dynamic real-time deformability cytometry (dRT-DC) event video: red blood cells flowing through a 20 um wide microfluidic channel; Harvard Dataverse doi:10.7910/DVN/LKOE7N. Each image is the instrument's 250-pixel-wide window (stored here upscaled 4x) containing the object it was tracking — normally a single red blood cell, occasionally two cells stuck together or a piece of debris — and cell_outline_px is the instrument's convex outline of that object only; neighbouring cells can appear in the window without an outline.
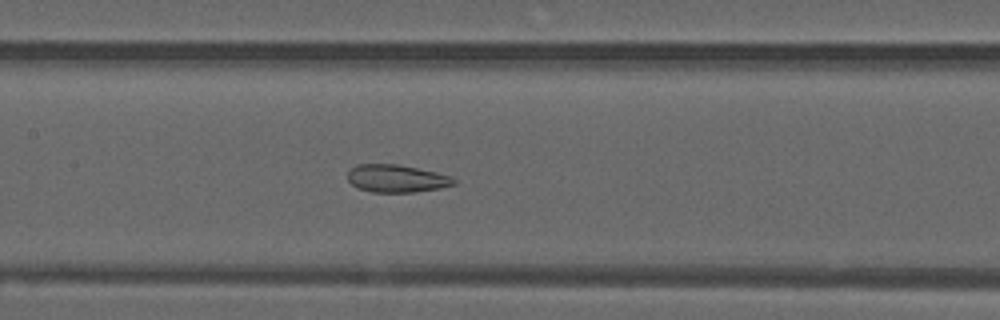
{"species": "common noctule bat (a hibernating species)", "species_latin": "Nyctalus noctula", "temperature_condition": "warm", "stored_images_in_passage": 44, "camera_frame_rate_fps": 3000, "um_per_image_px": 0.085, "animal": {"sex": "male", "forearm_length_mm": 52.5}, "frame": {"image": 1, "passage_image": 17, "time_ms": 5.333, "image_size_px": [1000, 320], "cell_outline_px": [[456, 184], [440, 188], [412, 192], [372, 192], [356, 188], [348, 180], [348, 172], [356, 164], [400, 164], [436, 172], [448, 176], [456, 180]], "centroid_in_image_um": [33.68, 15.17], "position_along_channel_um": 173.7, "area_um2": 17.11}}
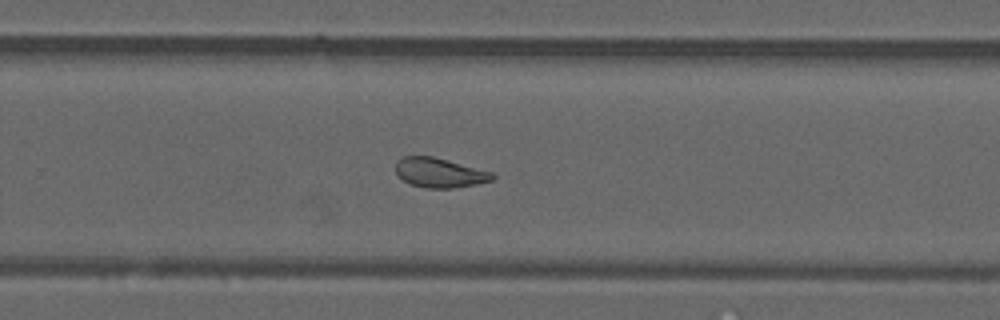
{"frame": {"image": 2, "passage_image": 26, "time_ms": 8.333, "image_size_px": [1000, 320], "cell_outline_px": [[496, 176], [492, 180], [476, 184], [456, 188], [424, 188], [408, 184], [396, 172], [396, 160], [404, 156], [432, 156], [492, 172]], "centroid_in_image_um": [37.35, 14.69], "position_along_channel_um": 292.5, "area_um2": 16.65}}
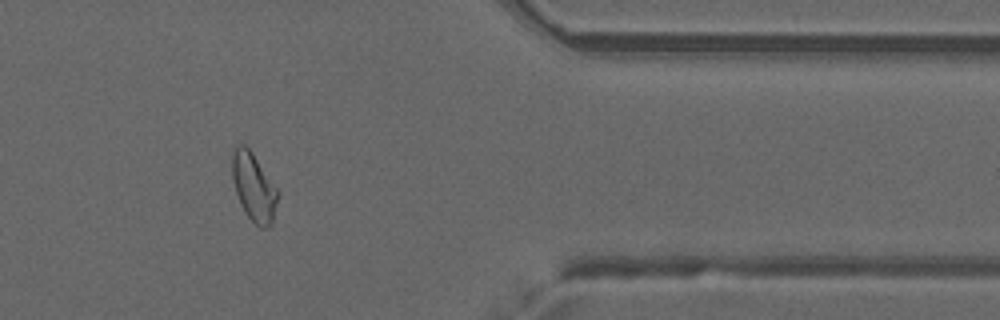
{"frame": {"image": 3, "passage_image": 35, "time_ms": 11.333, "image_size_px": [1000, 320], "cell_outline_px": [[280, 192], [272, 224], [264, 228], [260, 228], [244, 212], [240, 204], [232, 180], [232, 152], [240, 144], [244, 144], [252, 152]], "centroid_in_image_um": [21.58, 15.92], "position_along_channel_um": 389.8, "area_um2": 18.15}, "authors_computed_cell_mechanics": {"area_um2": 18.1781, "velocity_mm_per_s": 3.9782, "shape_relaxation_time_tau1_ms": null, "shape_relaxation_time_tau2_ms": 1.7571, "deformation_change_tau1": null, "deformation_change_tau2": 0.0792}}